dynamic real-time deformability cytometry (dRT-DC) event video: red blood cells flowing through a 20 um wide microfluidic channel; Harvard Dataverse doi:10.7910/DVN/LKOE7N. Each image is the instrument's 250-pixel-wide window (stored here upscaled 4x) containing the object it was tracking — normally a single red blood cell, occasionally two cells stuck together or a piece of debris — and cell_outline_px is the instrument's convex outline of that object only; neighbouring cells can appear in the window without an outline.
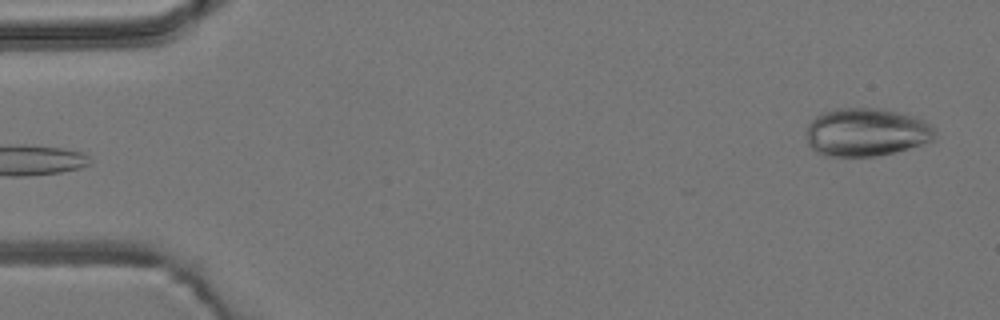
{"species": "common noctule bat (a hibernating species)", "species_latin": "Nyctalus noctula", "temperature_condition": "room temperature", "stored_images_in_passage": 4, "camera_frame_rate_fps": 3000, "um_per_image_px": 0.085, "animal": {"sex": "male", "body_mass_g": 19.2, "forearm_length_mm": 51.8}, "frame": {"image": 1, "passage_image": 4, "time_ms": 3.667, "image_size_px": [1000, 320], "cell_outline_px": [[932, 140], [896, 152], [876, 156], [824, 156], [816, 152], [808, 144], [808, 124], [820, 112], [836, 108], [872, 108], [896, 112], [912, 116], [924, 120], [932, 128]], "centroid_in_image_um": [73.56, 11.24], "position_along_channel_um": 11.4, "area_um2": 35.6}}